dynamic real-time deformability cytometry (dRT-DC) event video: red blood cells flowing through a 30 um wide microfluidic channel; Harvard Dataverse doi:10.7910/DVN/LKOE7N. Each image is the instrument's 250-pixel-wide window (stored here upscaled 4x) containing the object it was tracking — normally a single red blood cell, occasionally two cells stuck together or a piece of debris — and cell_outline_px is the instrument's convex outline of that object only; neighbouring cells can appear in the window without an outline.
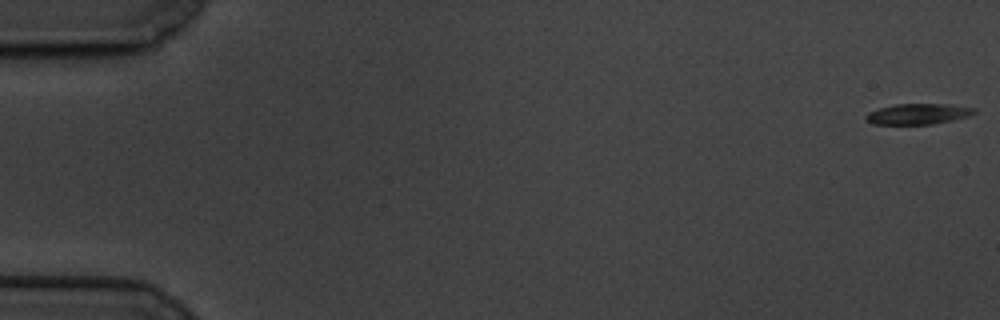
{"species": "common noctule bat (a hibernating species)", "species_latin": "Nyctalus noctula", "temperature_condition": "cold", "stored_images_in_passage": 60, "camera_frame_rate_fps": 3000, "um_per_image_px": 0.085, "animal": {"sex": "male", "body_mass_g": 19.5, "forearm_length_mm": 54.6}, "frame": {"image": 1, "passage_image": 1, "time_ms": 0.0, "image_size_px": [1000, 320], "cell_outline_px": [[976, 112], [968, 116], [932, 124], [872, 124], [864, 120], [864, 116], [868, 112], [880, 108], [896, 104], [948, 104], [976, 108]], "centroid_in_image_um": [77.99, 9.68], "position_along_channel_um": 7.0, "area_um2": 13.01}}
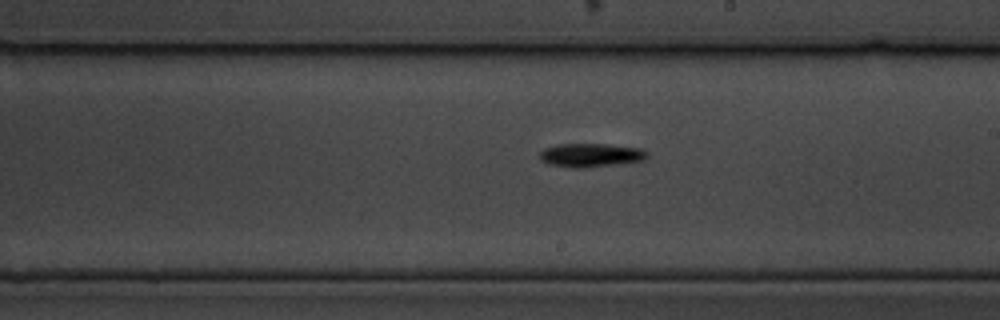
{"frame": {"image": 2, "passage_image": 35, "time_ms": 11.333, "image_size_px": [1000, 320], "cell_outline_px": [[648, 156], [644, 160], [616, 164], [584, 168], [572, 168], [548, 164], [540, 160], [540, 152], [544, 148], [560, 144], [604, 144], [640, 148], [648, 152]], "centroid_in_image_um": [50.2, 13.19], "position_along_channel_um": 238.8, "area_um2": 14.8}}
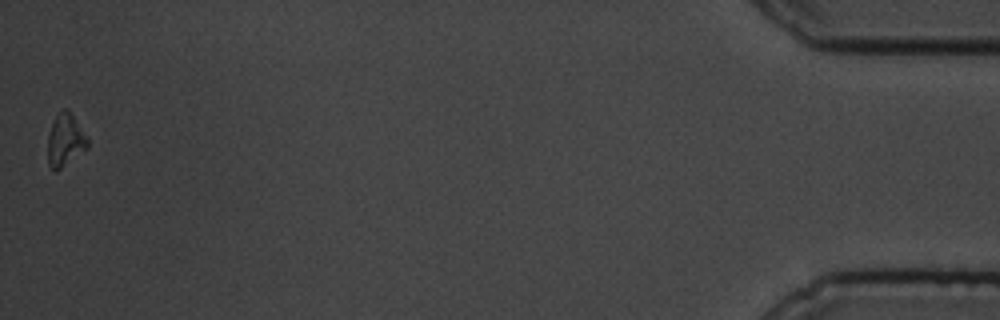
{"frame": {"image": 3, "passage_image": 60, "time_ms": 19.667, "image_size_px": [1000, 320], "cell_outline_px": [[88, 148], [56, 172], [48, 164], [48, 136], [52, 124], [56, 116], [64, 108], [68, 108], [88, 136]], "centroid_in_image_um": [5.57, 11.91], "position_along_channel_um": 429.6, "area_um2": 12.25}}